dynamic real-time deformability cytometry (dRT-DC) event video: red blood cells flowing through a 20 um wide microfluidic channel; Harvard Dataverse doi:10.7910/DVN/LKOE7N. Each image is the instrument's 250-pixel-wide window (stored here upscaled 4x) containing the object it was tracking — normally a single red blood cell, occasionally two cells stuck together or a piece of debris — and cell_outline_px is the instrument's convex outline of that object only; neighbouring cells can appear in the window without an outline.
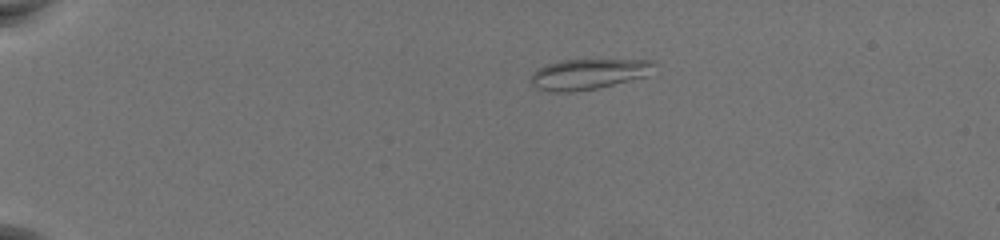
{"species": "common noctule bat (a hibernating species)", "species_latin": "Nyctalus noctula", "temperature_condition": "warm", "stored_images_in_passage": 46, "camera_frame_rate_fps": 3000, "um_per_image_px": 0.085, "animal": {"sex": "female", "body_mass_g": 19.5, "forearm_length_mm": 54.1}, "frame": {"image": 1, "passage_image": 1, "time_ms": 0.0, "image_size_px": [1000, 240], "cell_outline_px": [[656, 60], [644, 76], [596, 88], [572, 92], [556, 92], [536, 88], [532, 84], [532, 76], [544, 64], [560, 60]], "centroid_in_image_um": [49.94, 6.29], "position_along_channel_um": 35.1, "area_um2": 21.21}}
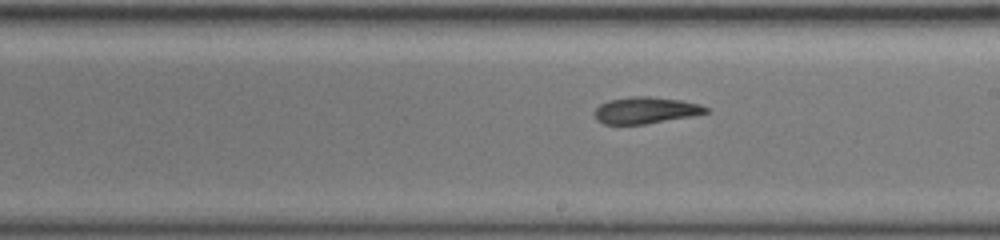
{"frame": {"image": 2, "passage_image": 24, "time_ms": 7.667, "image_size_px": [1000, 240], "cell_outline_px": [[708, 112], [692, 116], [644, 124], [604, 124], [596, 120], [592, 112], [600, 104], [608, 100], [632, 96], [648, 96], [680, 100], [700, 104], [708, 108]], "centroid_in_image_um": [54.83, 9.37], "position_along_channel_um": 234.2, "area_um2": 17.28}}
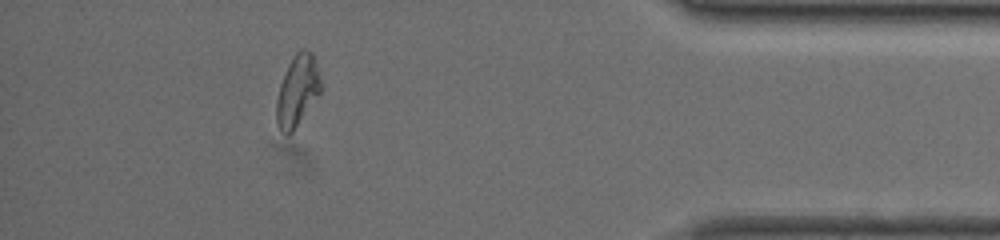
{"frame": {"image": 3, "passage_image": 41, "time_ms": 13.333, "image_size_px": [1000, 240], "cell_outline_px": [[320, 92], [292, 132], [288, 136], [284, 136], [280, 132], [276, 120], [276, 100], [280, 84], [288, 64], [296, 52], [300, 48], [304, 48], [312, 52], [316, 56], [320, 80]], "centroid_in_image_um": [25.26, 7.69], "position_along_channel_um": 409.9, "area_um2": 18.44}, "authors_computed_cell_mechanics": {"area_um2": 18.0914, "velocity_mm_per_s": 3.7148, "shape_relaxation_time_tau1_ms": null, "shape_relaxation_time_tau2_ms": 6.0294, "deformation_change_tau1": null, "deformation_change_tau2": 0.1476}}